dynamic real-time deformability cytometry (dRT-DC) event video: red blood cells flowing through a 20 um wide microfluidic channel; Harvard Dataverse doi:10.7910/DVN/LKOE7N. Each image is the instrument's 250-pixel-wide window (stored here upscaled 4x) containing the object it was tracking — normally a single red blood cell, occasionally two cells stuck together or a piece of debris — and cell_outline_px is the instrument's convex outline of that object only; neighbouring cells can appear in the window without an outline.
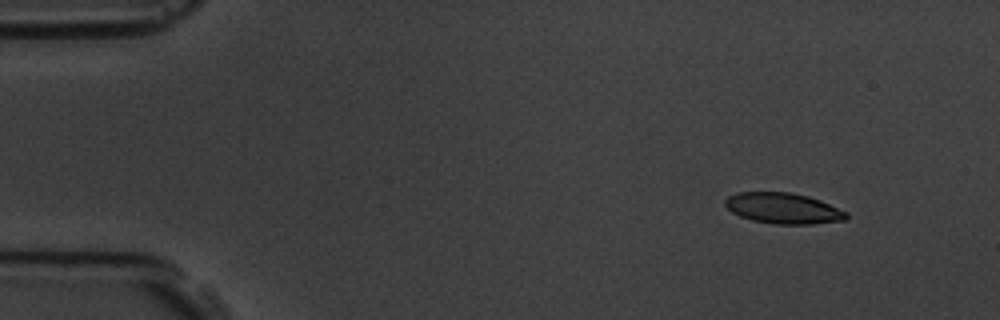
{"species": "common noctule bat (a hibernating species)", "species_latin": "Nyctalus noctula", "temperature_condition": "room temperature", "stored_images_in_passage": 5, "camera_frame_rate_fps": 3000, "um_per_image_px": 0.085, "animal": {"sex": "male", "body_mass_g": 19.5, "forearm_length_mm": 54.6}, "frame": {"image": 1, "passage_image": 2, "time_ms": 1.333, "image_size_px": [1000, 320], "cell_outline_px": [[848, 216], [844, 220], [812, 224], [776, 224], [752, 220], [740, 216], [732, 212], [724, 204], [724, 200], [728, 196], [736, 192], [792, 192], [808, 196], [820, 200], [848, 212]], "centroid_in_image_um": [66.57, 17.7], "position_along_channel_um": 18.4, "area_um2": 21.79}}
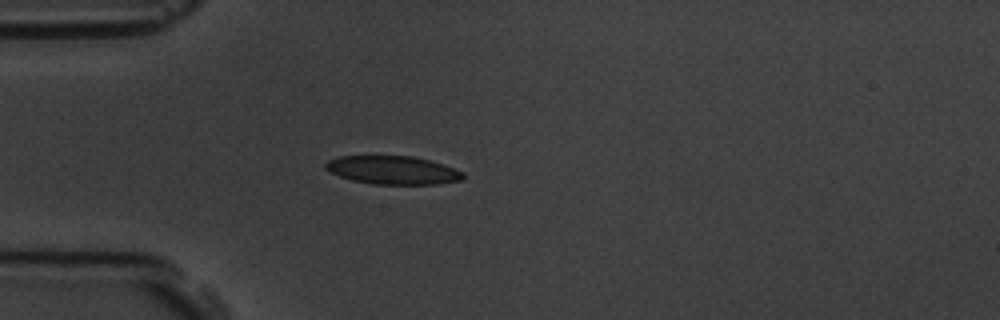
{"frame": {"image": 2, "passage_image": 5, "time_ms": 4.667, "image_size_px": [1000, 320], "cell_outline_px": [[464, 176], [460, 180], [436, 184], [372, 184], [352, 180], [340, 176], [324, 168], [324, 164], [328, 160], [340, 156], [412, 156], [428, 160], [464, 172]], "centroid_in_image_um": [33.35, 14.46], "position_along_channel_um": 51.7, "area_um2": 22.43}}